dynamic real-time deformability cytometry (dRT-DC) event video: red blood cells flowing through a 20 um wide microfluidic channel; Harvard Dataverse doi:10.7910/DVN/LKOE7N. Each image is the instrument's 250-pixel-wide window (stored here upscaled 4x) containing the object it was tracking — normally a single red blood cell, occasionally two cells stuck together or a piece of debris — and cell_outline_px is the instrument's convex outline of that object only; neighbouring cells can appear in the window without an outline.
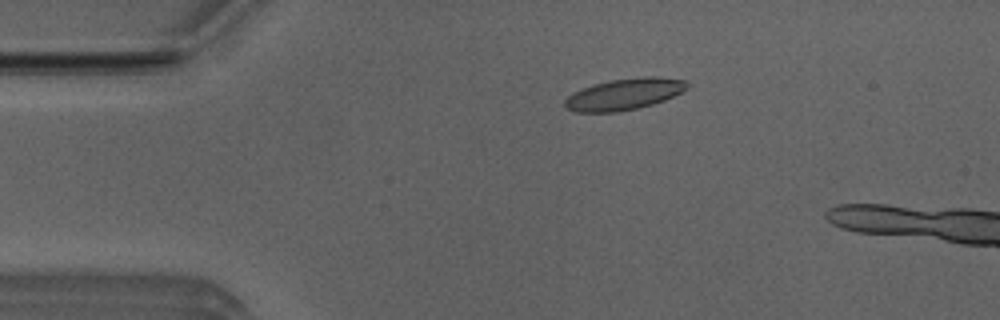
{"species": "Egyptian fruit bat (a non-hibernating species)", "species_latin": "Rousettus aegyptiacus", "temperature_condition": "room temperature", "stored_images_in_passage": 3, "camera_frame_rate_fps": 3000, "um_per_image_px": 0.085, "animal": {"sex": "male"}, "frame": {"image": 1, "passage_image": 1, "time_ms": 0.0, "image_size_px": [1000, 320], "cell_outline_px": [[688, 88], [664, 100], [652, 104], [620, 112], [576, 112], [564, 108], [564, 100], [572, 92], [592, 84], [608, 80], [644, 76], [656, 76], [684, 80], [688, 84]], "centroid_in_image_um": [53.0, 8.0], "position_along_channel_um": 32.0, "area_um2": 22.48}}